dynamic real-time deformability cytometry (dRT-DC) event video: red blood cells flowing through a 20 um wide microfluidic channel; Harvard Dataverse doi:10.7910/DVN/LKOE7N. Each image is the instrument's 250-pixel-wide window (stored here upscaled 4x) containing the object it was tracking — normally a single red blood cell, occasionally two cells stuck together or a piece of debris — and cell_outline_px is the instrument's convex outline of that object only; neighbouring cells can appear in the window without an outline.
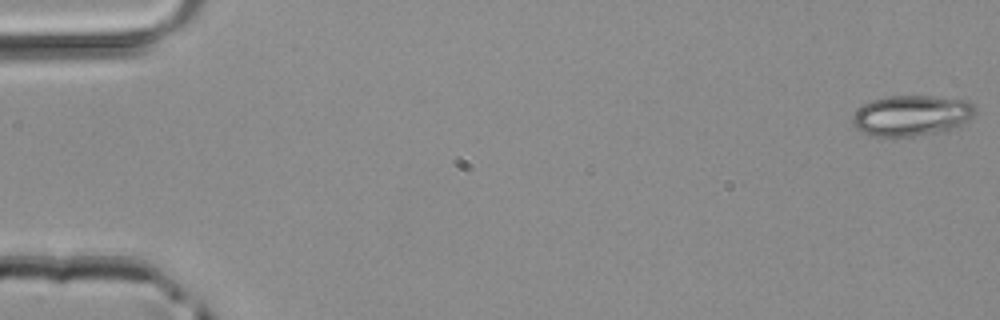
{"species": "common noctule bat (a hibernating species)", "species_latin": "Nyctalus noctula", "temperature_condition": "room temperature", "stored_images_in_passage": 43, "camera_frame_rate_fps": 3000, "um_per_image_px": 0.085, "animal": {"sex": "male", "body_mass_g": 20.4}, "frame": {"image": 1, "passage_image": 1, "time_ms": 0.0, "image_size_px": [1000, 320], "cell_outline_px": [[976, 112], [964, 124], [948, 132], [912, 136], [872, 136], [856, 128], [852, 124], [852, 116], [864, 104], [872, 100], [888, 96], [932, 96], [964, 100], [972, 104], [976, 108]], "centroid_in_image_um": [77.52, 9.83], "position_along_channel_um": 7.5, "area_um2": 29.19}}
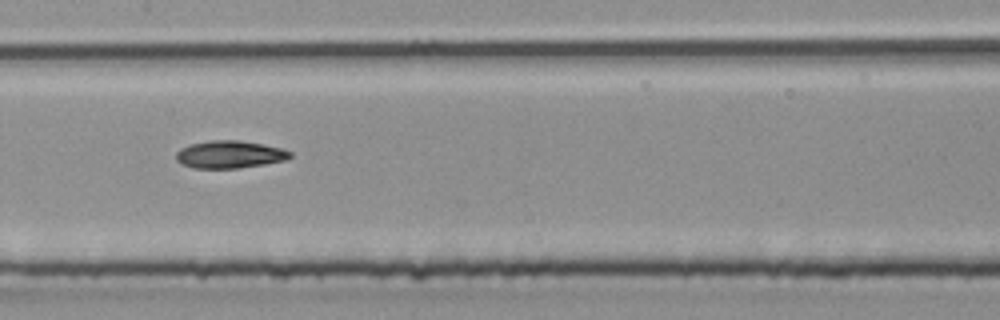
{"frame": {"image": 2, "passage_image": 24, "time_ms": 7.667, "image_size_px": [1000, 320], "cell_outline_px": [[292, 156], [284, 160], [264, 164], [236, 168], [192, 168], [176, 160], [176, 152], [180, 148], [188, 144], [208, 140], [240, 140], [264, 144], [280, 148], [292, 152]], "centroid_in_image_um": [19.49, 13.11], "position_along_channel_um": 187.9, "area_um2": 18.32}}
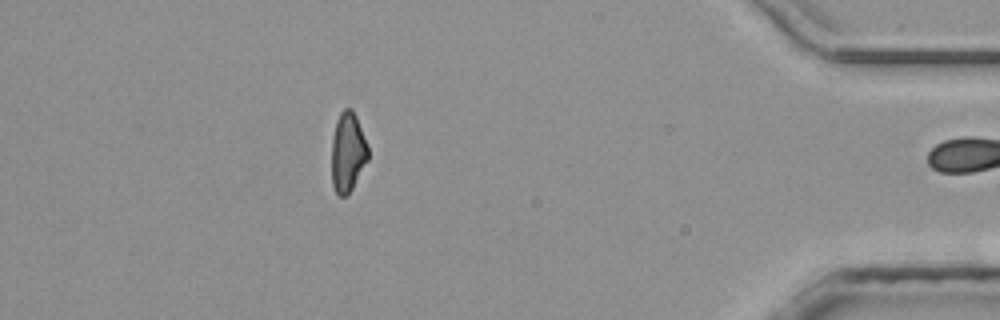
{"frame": {"image": 3, "passage_image": 42, "time_ms": 13.667, "image_size_px": [1000, 320], "cell_outline_px": [[368, 160], [348, 196], [340, 196], [336, 192], [332, 184], [332, 140], [336, 120], [340, 112], [344, 108], [352, 108], [356, 116], [368, 144]], "centroid_in_image_um": [29.57, 12.93], "position_along_channel_um": 405.6, "area_um2": 17.05}}